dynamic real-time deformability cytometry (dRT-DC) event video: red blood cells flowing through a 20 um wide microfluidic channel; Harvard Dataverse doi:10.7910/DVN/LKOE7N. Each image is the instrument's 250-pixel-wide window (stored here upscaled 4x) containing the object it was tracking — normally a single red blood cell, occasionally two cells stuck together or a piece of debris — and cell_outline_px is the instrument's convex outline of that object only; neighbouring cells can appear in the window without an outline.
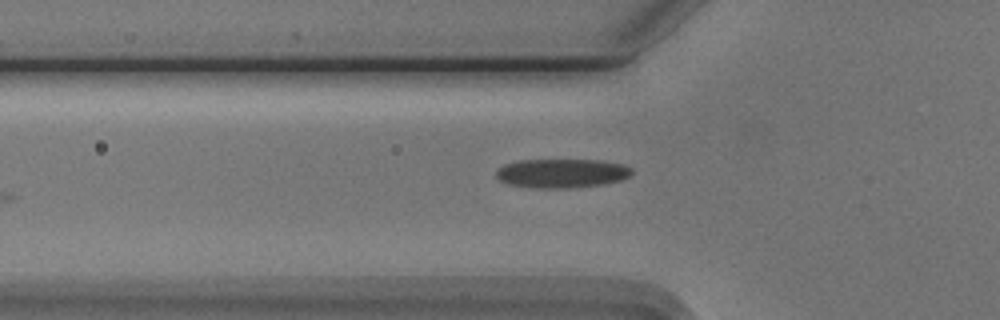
{"species": "Egyptian fruit bat (a non-hibernating species)", "species_latin": "Rousettus aegyptiacus", "temperature_condition": "cold", "stored_images_in_passage": 21, "camera_frame_rate_fps": 3000, "um_per_image_px": 0.085, "animal": {"sex": "male"}, "frame": {"image": 1, "passage_image": 2, "time_ms": 0.333, "image_size_px": [1000, 320], "cell_outline_px": [[632, 172], [628, 176], [620, 180], [604, 184], [568, 188], [532, 188], [508, 184], [500, 180], [496, 176], [496, 172], [504, 164], [520, 160], [604, 160], [624, 164], [632, 168]], "centroid_in_image_um": [47.76, 14.72], "position_along_channel_um": 78.0, "area_um2": 23.0}}
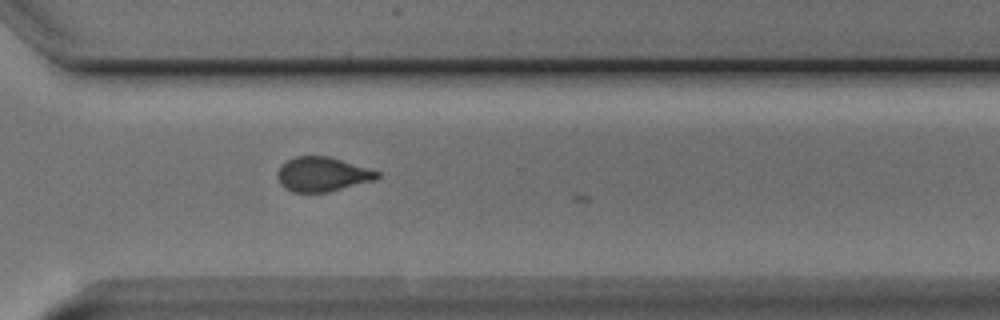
{"frame": {"image": 2, "passage_image": 18, "time_ms": 5.667, "image_size_px": [1000, 320], "cell_outline_px": [[380, 176], [376, 180], [328, 192], [292, 192], [284, 188], [280, 184], [276, 176], [276, 172], [288, 160], [296, 156], [328, 156], [380, 172]], "centroid_in_image_um": [27.39, 14.83], "position_along_channel_um": 343.2, "area_um2": 19.94}}